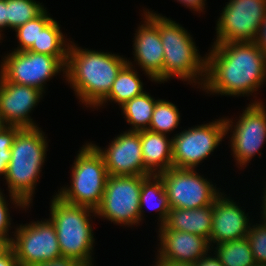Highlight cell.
<instances>
[{
  "label": "cell",
  "mask_w": 266,
  "mask_h": 266,
  "mask_svg": "<svg viewBox=\"0 0 266 266\" xmlns=\"http://www.w3.org/2000/svg\"><path fill=\"white\" fill-rule=\"evenodd\" d=\"M49 11L45 10L37 18L27 21L24 25L15 29L16 38L18 39V46L16 51L28 50L32 45H37V38L39 31H41L53 18L50 16Z\"/></svg>",
  "instance_id": "28"
},
{
  "label": "cell",
  "mask_w": 266,
  "mask_h": 266,
  "mask_svg": "<svg viewBox=\"0 0 266 266\" xmlns=\"http://www.w3.org/2000/svg\"><path fill=\"white\" fill-rule=\"evenodd\" d=\"M6 247V245L5 244H3V243H0V252L4 249Z\"/></svg>",
  "instance_id": "42"
},
{
  "label": "cell",
  "mask_w": 266,
  "mask_h": 266,
  "mask_svg": "<svg viewBox=\"0 0 266 266\" xmlns=\"http://www.w3.org/2000/svg\"><path fill=\"white\" fill-rule=\"evenodd\" d=\"M209 251L201 259H199L194 265L195 266H224L218 257ZM215 255V256H214Z\"/></svg>",
  "instance_id": "34"
},
{
  "label": "cell",
  "mask_w": 266,
  "mask_h": 266,
  "mask_svg": "<svg viewBox=\"0 0 266 266\" xmlns=\"http://www.w3.org/2000/svg\"><path fill=\"white\" fill-rule=\"evenodd\" d=\"M43 95L37 88L7 82L0 76V114L4 122L22 128L39 127L30 114Z\"/></svg>",
  "instance_id": "15"
},
{
  "label": "cell",
  "mask_w": 266,
  "mask_h": 266,
  "mask_svg": "<svg viewBox=\"0 0 266 266\" xmlns=\"http://www.w3.org/2000/svg\"><path fill=\"white\" fill-rule=\"evenodd\" d=\"M144 168L158 175L173 167L172 137L149 130H140Z\"/></svg>",
  "instance_id": "19"
},
{
  "label": "cell",
  "mask_w": 266,
  "mask_h": 266,
  "mask_svg": "<svg viewBox=\"0 0 266 266\" xmlns=\"http://www.w3.org/2000/svg\"><path fill=\"white\" fill-rule=\"evenodd\" d=\"M180 4L184 5L186 8L191 9V11H194V13L198 12L199 14L201 12H205L204 9L206 8L205 5H207L206 0H176Z\"/></svg>",
  "instance_id": "33"
},
{
  "label": "cell",
  "mask_w": 266,
  "mask_h": 266,
  "mask_svg": "<svg viewBox=\"0 0 266 266\" xmlns=\"http://www.w3.org/2000/svg\"><path fill=\"white\" fill-rule=\"evenodd\" d=\"M10 247L20 266H34L63 258L54 224L50 219L14 227Z\"/></svg>",
  "instance_id": "11"
},
{
  "label": "cell",
  "mask_w": 266,
  "mask_h": 266,
  "mask_svg": "<svg viewBox=\"0 0 266 266\" xmlns=\"http://www.w3.org/2000/svg\"><path fill=\"white\" fill-rule=\"evenodd\" d=\"M222 192L213 202L210 247L245 238L251 227L248 213Z\"/></svg>",
  "instance_id": "17"
},
{
  "label": "cell",
  "mask_w": 266,
  "mask_h": 266,
  "mask_svg": "<svg viewBox=\"0 0 266 266\" xmlns=\"http://www.w3.org/2000/svg\"><path fill=\"white\" fill-rule=\"evenodd\" d=\"M149 175H108L97 218L120 226L140 225V192L142 181Z\"/></svg>",
  "instance_id": "8"
},
{
  "label": "cell",
  "mask_w": 266,
  "mask_h": 266,
  "mask_svg": "<svg viewBox=\"0 0 266 266\" xmlns=\"http://www.w3.org/2000/svg\"><path fill=\"white\" fill-rule=\"evenodd\" d=\"M155 264H152L154 266H195L194 264L190 263H178V262H172V261H165L162 259H155Z\"/></svg>",
  "instance_id": "39"
},
{
  "label": "cell",
  "mask_w": 266,
  "mask_h": 266,
  "mask_svg": "<svg viewBox=\"0 0 266 266\" xmlns=\"http://www.w3.org/2000/svg\"><path fill=\"white\" fill-rule=\"evenodd\" d=\"M21 129L20 126L7 125L0 131V154L11 152L14 138Z\"/></svg>",
  "instance_id": "31"
},
{
  "label": "cell",
  "mask_w": 266,
  "mask_h": 266,
  "mask_svg": "<svg viewBox=\"0 0 266 266\" xmlns=\"http://www.w3.org/2000/svg\"><path fill=\"white\" fill-rule=\"evenodd\" d=\"M255 224L251 223L247 239L256 264L266 265V220Z\"/></svg>",
  "instance_id": "29"
},
{
  "label": "cell",
  "mask_w": 266,
  "mask_h": 266,
  "mask_svg": "<svg viewBox=\"0 0 266 266\" xmlns=\"http://www.w3.org/2000/svg\"><path fill=\"white\" fill-rule=\"evenodd\" d=\"M253 98L238 119L224 116L226 135L230 133L231 155L241 170L249 166L256 155L260 158L261 147L266 142V106L262 100Z\"/></svg>",
  "instance_id": "7"
},
{
  "label": "cell",
  "mask_w": 266,
  "mask_h": 266,
  "mask_svg": "<svg viewBox=\"0 0 266 266\" xmlns=\"http://www.w3.org/2000/svg\"><path fill=\"white\" fill-rule=\"evenodd\" d=\"M164 183L171 209H195L213 205L222 193L197 169L170 168L158 174ZM220 189V190H219Z\"/></svg>",
  "instance_id": "13"
},
{
  "label": "cell",
  "mask_w": 266,
  "mask_h": 266,
  "mask_svg": "<svg viewBox=\"0 0 266 266\" xmlns=\"http://www.w3.org/2000/svg\"><path fill=\"white\" fill-rule=\"evenodd\" d=\"M11 160V152H6V154H0V176L5 178L7 166Z\"/></svg>",
  "instance_id": "38"
},
{
  "label": "cell",
  "mask_w": 266,
  "mask_h": 266,
  "mask_svg": "<svg viewBox=\"0 0 266 266\" xmlns=\"http://www.w3.org/2000/svg\"><path fill=\"white\" fill-rule=\"evenodd\" d=\"M46 9L35 0H6L7 29L15 30L40 16Z\"/></svg>",
  "instance_id": "27"
},
{
  "label": "cell",
  "mask_w": 266,
  "mask_h": 266,
  "mask_svg": "<svg viewBox=\"0 0 266 266\" xmlns=\"http://www.w3.org/2000/svg\"><path fill=\"white\" fill-rule=\"evenodd\" d=\"M266 17V0H229L216 20L215 43L254 42Z\"/></svg>",
  "instance_id": "12"
},
{
  "label": "cell",
  "mask_w": 266,
  "mask_h": 266,
  "mask_svg": "<svg viewBox=\"0 0 266 266\" xmlns=\"http://www.w3.org/2000/svg\"><path fill=\"white\" fill-rule=\"evenodd\" d=\"M255 42L261 48L262 52L266 55V17L259 29V33Z\"/></svg>",
  "instance_id": "37"
},
{
  "label": "cell",
  "mask_w": 266,
  "mask_h": 266,
  "mask_svg": "<svg viewBox=\"0 0 266 266\" xmlns=\"http://www.w3.org/2000/svg\"><path fill=\"white\" fill-rule=\"evenodd\" d=\"M143 21L135 29L133 42L134 63L128 64L142 68L144 75L156 83H163L164 50L159 28L143 13Z\"/></svg>",
  "instance_id": "16"
},
{
  "label": "cell",
  "mask_w": 266,
  "mask_h": 266,
  "mask_svg": "<svg viewBox=\"0 0 266 266\" xmlns=\"http://www.w3.org/2000/svg\"><path fill=\"white\" fill-rule=\"evenodd\" d=\"M180 112L175 104L160 99L153 109L152 120L147 130L168 136L180 125Z\"/></svg>",
  "instance_id": "26"
},
{
  "label": "cell",
  "mask_w": 266,
  "mask_h": 266,
  "mask_svg": "<svg viewBox=\"0 0 266 266\" xmlns=\"http://www.w3.org/2000/svg\"><path fill=\"white\" fill-rule=\"evenodd\" d=\"M135 67L127 63L121 69L113 82L109 94L94 109H99L105 106L106 103L108 104V102L117 103L121 107L145 91L143 82L140 80V75Z\"/></svg>",
  "instance_id": "22"
},
{
  "label": "cell",
  "mask_w": 266,
  "mask_h": 266,
  "mask_svg": "<svg viewBox=\"0 0 266 266\" xmlns=\"http://www.w3.org/2000/svg\"><path fill=\"white\" fill-rule=\"evenodd\" d=\"M0 76L7 82L26 85L46 93L47 82L63 72L65 65L55 56L28 50L7 52L0 62Z\"/></svg>",
  "instance_id": "10"
},
{
  "label": "cell",
  "mask_w": 266,
  "mask_h": 266,
  "mask_svg": "<svg viewBox=\"0 0 266 266\" xmlns=\"http://www.w3.org/2000/svg\"><path fill=\"white\" fill-rule=\"evenodd\" d=\"M49 211L62 257L78 260L85 266H93V246L96 242L92 218L97 217L95 210L69 204L55 194L50 201Z\"/></svg>",
  "instance_id": "5"
},
{
  "label": "cell",
  "mask_w": 266,
  "mask_h": 266,
  "mask_svg": "<svg viewBox=\"0 0 266 266\" xmlns=\"http://www.w3.org/2000/svg\"><path fill=\"white\" fill-rule=\"evenodd\" d=\"M103 157L111 176L151 175L145 168L139 131H124L107 148L90 142Z\"/></svg>",
  "instance_id": "14"
},
{
  "label": "cell",
  "mask_w": 266,
  "mask_h": 266,
  "mask_svg": "<svg viewBox=\"0 0 266 266\" xmlns=\"http://www.w3.org/2000/svg\"><path fill=\"white\" fill-rule=\"evenodd\" d=\"M0 266H20L10 246H6L0 252Z\"/></svg>",
  "instance_id": "32"
},
{
  "label": "cell",
  "mask_w": 266,
  "mask_h": 266,
  "mask_svg": "<svg viewBox=\"0 0 266 266\" xmlns=\"http://www.w3.org/2000/svg\"><path fill=\"white\" fill-rule=\"evenodd\" d=\"M212 251L224 266L257 265L247 237L218 244Z\"/></svg>",
  "instance_id": "25"
},
{
  "label": "cell",
  "mask_w": 266,
  "mask_h": 266,
  "mask_svg": "<svg viewBox=\"0 0 266 266\" xmlns=\"http://www.w3.org/2000/svg\"><path fill=\"white\" fill-rule=\"evenodd\" d=\"M265 186H266V184H265ZM263 190H264V192H263V195H262V201H261V208L260 209H262V211L260 210V214H261V216H260V218L261 219H263V220H266V187H264L263 188Z\"/></svg>",
  "instance_id": "40"
},
{
  "label": "cell",
  "mask_w": 266,
  "mask_h": 266,
  "mask_svg": "<svg viewBox=\"0 0 266 266\" xmlns=\"http://www.w3.org/2000/svg\"><path fill=\"white\" fill-rule=\"evenodd\" d=\"M48 137L40 127L22 128L11 147V160L5 174L10 203L29 210L48 151ZM31 204V205H30Z\"/></svg>",
  "instance_id": "3"
},
{
  "label": "cell",
  "mask_w": 266,
  "mask_h": 266,
  "mask_svg": "<svg viewBox=\"0 0 266 266\" xmlns=\"http://www.w3.org/2000/svg\"><path fill=\"white\" fill-rule=\"evenodd\" d=\"M149 93L144 91L141 95L135 96L120 107L126 122L131 127L128 131L147 130L152 120L153 109L156 102Z\"/></svg>",
  "instance_id": "24"
},
{
  "label": "cell",
  "mask_w": 266,
  "mask_h": 266,
  "mask_svg": "<svg viewBox=\"0 0 266 266\" xmlns=\"http://www.w3.org/2000/svg\"><path fill=\"white\" fill-rule=\"evenodd\" d=\"M34 266H85L82 264L80 261L71 259V258H61L55 261L43 263V264H38Z\"/></svg>",
  "instance_id": "35"
},
{
  "label": "cell",
  "mask_w": 266,
  "mask_h": 266,
  "mask_svg": "<svg viewBox=\"0 0 266 266\" xmlns=\"http://www.w3.org/2000/svg\"><path fill=\"white\" fill-rule=\"evenodd\" d=\"M62 33L59 21L54 18L39 31L37 45H32L28 51L57 57L65 66L67 63L69 38Z\"/></svg>",
  "instance_id": "23"
},
{
  "label": "cell",
  "mask_w": 266,
  "mask_h": 266,
  "mask_svg": "<svg viewBox=\"0 0 266 266\" xmlns=\"http://www.w3.org/2000/svg\"><path fill=\"white\" fill-rule=\"evenodd\" d=\"M208 51L200 89L207 94L249 97L266 84V55L255 41L215 43Z\"/></svg>",
  "instance_id": "1"
},
{
  "label": "cell",
  "mask_w": 266,
  "mask_h": 266,
  "mask_svg": "<svg viewBox=\"0 0 266 266\" xmlns=\"http://www.w3.org/2000/svg\"><path fill=\"white\" fill-rule=\"evenodd\" d=\"M7 126V124L4 122L1 114H0V131L5 128Z\"/></svg>",
  "instance_id": "41"
},
{
  "label": "cell",
  "mask_w": 266,
  "mask_h": 266,
  "mask_svg": "<svg viewBox=\"0 0 266 266\" xmlns=\"http://www.w3.org/2000/svg\"><path fill=\"white\" fill-rule=\"evenodd\" d=\"M7 201L5 194L0 188V243L10 246L13 237L10 231L13 224L11 221L13 220L10 216L9 203Z\"/></svg>",
  "instance_id": "30"
},
{
  "label": "cell",
  "mask_w": 266,
  "mask_h": 266,
  "mask_svg": "<svg viewBox=\"0 0 266 266\" xmlns=\"http://www.w3.org/2000/svg\"><path fill=\"white\" fill-rule=\"evenodd\" d=\"M159 244L154 259L178 263L195 264L211 251L209 241L199 235L188 232L164 230L157 231Z\"/></svg>",
  "instance_id": "18"
},
{
  "label": "cell",
  "mask_w": 266,
  "mask_h": 266,
  "mask_svg": "<svg viewBox=\"0 0 266 266\" xmlns=\"http://www.w3.org/2000/svg\"><path fill=\"white\" fill-rule=\"evenodd\" d=\"M213 205L195 209H171L164 230L188 232L206 238L211 236Z\"/></svg>",
  "instance_id": "20"
},
{
  "label": "cell",
  "mask_w": 266,
  "mask_h": 266,
  "mask_svg": "<svg viewBox=\"0 0 266 266\" xmlns=\"http://www.w3.org/2000/svg\"><path fill=\"white\" fill-rule=\"evenodd\" d=\"M224 117L185 128L172 136L173 167L196 169L226 138Z\"/></svg>",
  "instance_id": "9"
},
{
  "label": "cell",
  "mask_w": 266,
  "mask_h": 266,
  "mask_svg": "<svg viewBox=\"0 0 266 266\" xmlns=\"http://www.w3.org/2000/svg\"><path fill=\"white\" fill-rule=\"evenodd\" d=\"M126 57L112 52L83 49L70 42L65 67V80L82 105L95 108L110 92Z\"/></svg>",
  "instance_id": "2"
},
{
  "label": "cell",
  "mask_w": 266,
  "mask_h": 266,
  "mask_svg": "<svg viewBox=\"0 0 266 266\" xmlns=\"http://www.w3.org/2000/svg\"><path fill=\"white\" fill-rule=\"evenodd\" d=\"M140 222H143L144 208L158 212V227L163 226L168 218L171 207L164 187L162 178L159 175H149L142 181L140 192ZM144 215V216H143Z\"/></svg>",
  "instance_id": "21"
},
{
  "label": "cell",
  "mask_w": 266,
  "mask_h": 266,
  "mask_svg": "<svg viewBox=\"0 0 266 266\" xmlns=\"http://www.w3.org/2000/svg\"><path fill=\"white\" fill-rule=\"evenodd\" d=\"M71 167V185L62 186L55 194L63 201L92 208L99 206L108 177L101 154L88 141L77 151Z\"/></svg>",
  "instance_id": "6"
},
{
  "label": "cell",
  "mask_w": 266,
  "mask_h": 266,
  "mask_svg": "<svg viewBox=\"0 0 266 266\" xmlns=\"http://www.w3.org/2000/svg\"><path fill=\"white\" fill-rule=\"evenodd\" d=\"M144 9L142 13L160 31L164 50L163 84L177 78L201 89L206 78V54L203 57L200 55L193 36L181 24L160 13Z\"/></svg>",
  "instance_id": "4"
},
{
  "label": "cell",
  "mask_w": 266,
  "mask_h": 266,
  "mask_svg": "<svg viewBox=\"0 0 266 266\" xmlns=\"http://www.w3.org/2000/svg\"><path fill=\"white\" fill-rule=\"evenodd\" d=\"M5 28H7L6 0H0V43L4 39L2 31Z\"/></svg>",
  "instance_id": "36"
}]
</instances>
